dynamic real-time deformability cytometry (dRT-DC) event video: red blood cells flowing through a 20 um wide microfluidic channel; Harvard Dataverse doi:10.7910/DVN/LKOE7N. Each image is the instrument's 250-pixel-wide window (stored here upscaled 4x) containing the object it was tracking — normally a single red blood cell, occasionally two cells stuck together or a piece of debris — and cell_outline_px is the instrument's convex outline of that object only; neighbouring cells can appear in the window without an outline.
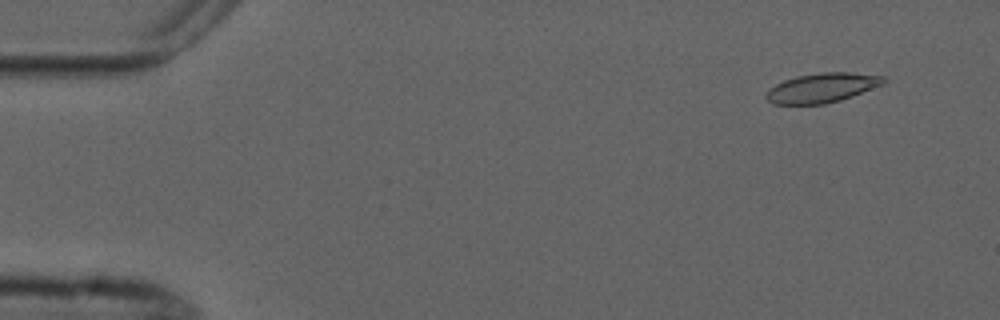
{"species": "common noctule bat (a hibernating species)", "species_latin": "Nyctalus noctula", "temperature_condition": "cold", "stored_images_in_passage": 5, "camera_frame_rate_fps": 3000, "um_per_image_px": 0.085, "animal": {"sex": "male", "forearm_length_mm": 52.5}, "frame": {"image": 1, "passage_image": 1, "time_ms": 0.0, "image_size_px": [1000, 320], "cell_outline_px": [[888, 80], [884, 84], [852, 96], [840, 100], [824, 104], [772, 104], [764, 96], [776, 84], [784, 80], [796, 76], [820, 72], [848, 72], [884, 76]], "centroid_in_image_um": [69.9, 7.46], "position_along_channel_um": 15.1, "area_um2": 20.11}}
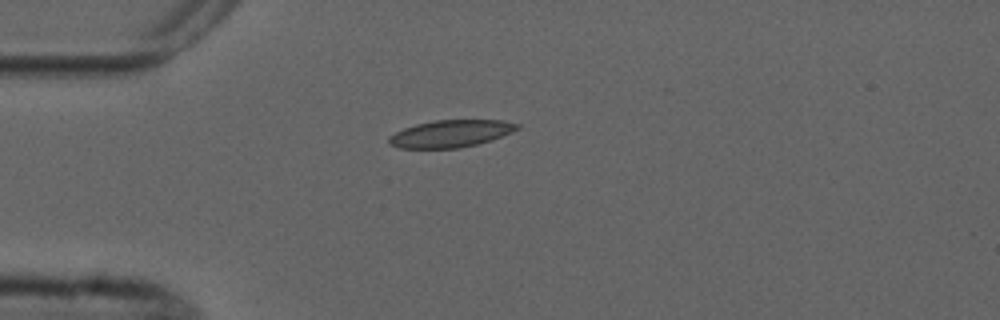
{"frame": {"image": 2, "passage_image": 3, "time_ms": 3.333, "image_size_px": [1000, 320], "cell_outline_px": [[520, 128], [512, 132], [492, 140], [460, 148], [400, 148], [388, 144], [388, 136], [404, 128], [416, 124], [436, 120], [504, 120], [520, 124]], "centroid_in_image_um": [38.32, 11.36], "position_along_channel_um": 46.7, "area_um2": 20.4}}